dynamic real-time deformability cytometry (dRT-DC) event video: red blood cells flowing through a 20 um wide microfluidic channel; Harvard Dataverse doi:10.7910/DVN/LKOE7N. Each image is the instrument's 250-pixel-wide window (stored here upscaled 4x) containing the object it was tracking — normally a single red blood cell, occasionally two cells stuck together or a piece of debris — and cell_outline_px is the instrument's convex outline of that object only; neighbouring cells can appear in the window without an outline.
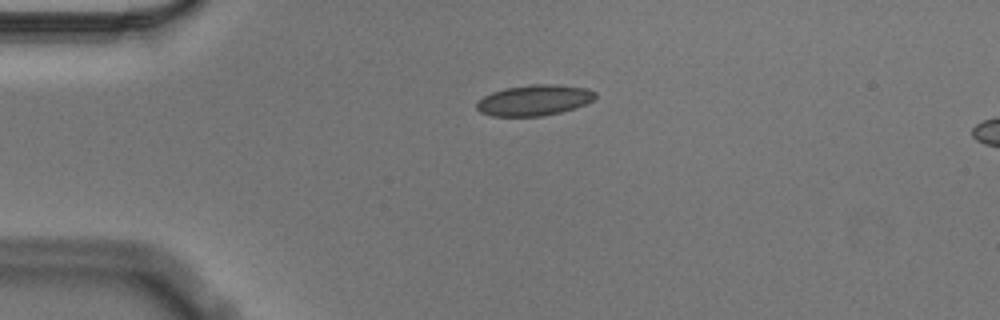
{"species": "Egyptian fruit bat (a non-hibernating species)", "species_latin": "Rousettus aegyptiacus", "temperature_condition": "cold", "stored_images_in_passage": 44, "camera_frame_rate_fps": 3000, "um_per_image_px": 0.085, "animal": {"sex": "male"}, "frame": {"image": 1, "passage_image": 1, "time_ms": 0.0, "image_size_px": [1000, 320], "cell_outline_px": [[596, 96], [592, 100], [576, 108], [560, 112], [540, 116], [492, 116], [480, 112], [476, 108], [476, 104], [484, 96], [492, 92], [504, 88], [532, 84], [556, 84], [588, 88], [596, 92]], "centroid_in_image_um": [45.42, 8.51], "position_along_channel_um": 39.6, "area_um2": 21.27}}
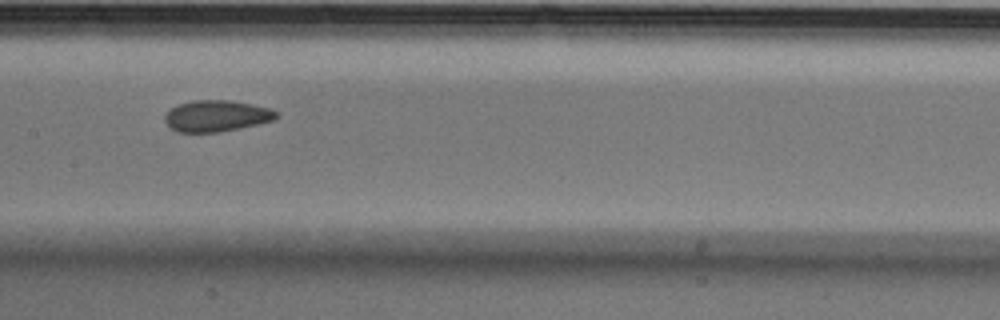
{"frame": {"image": 2, "passage_image": 16, "time_ms": 5.0, "image_size_px": [1000, 320], "cell_outline_px": [[280, 116], [276, 120], [240, 128], [220, 132], [176, 132], [164, 120], [164, 116], [172, 108], [180, 104], [192, 100], [228, 100], [252, 104], [268, 108], [280, 112]], "centroid_in_image_um": [18.46, 9.86], "position_along_channel_um": 188.9, "area_um2": 20.4}}
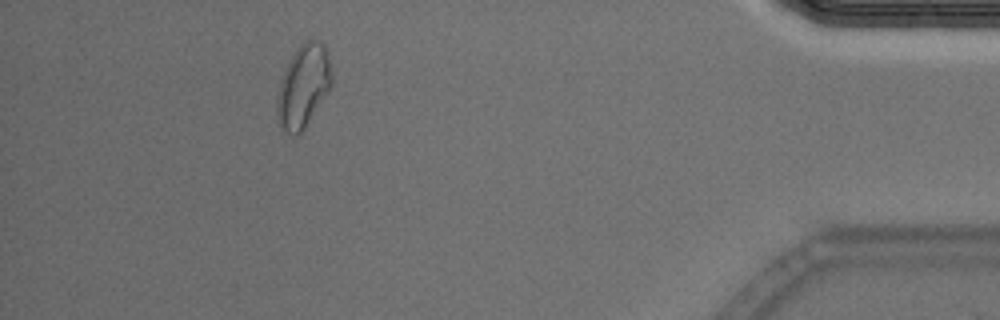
{"frame": {"image": 3, "passage_image": 39, "time_ms": 12.667, "image_size_px": [1000, 320], "cell_outline_px": [[332, 84], [328, 92], [300, 136], [292, 136], [284, 132], [280, 128], [276, 108], [276, 100], [280, 80], [288, 60], [296, 48], [300, 44], [308, 40], [316, 40], [324, 44], [328, 52], [332, 76]], "centroid_in_image_um": [25.77, 7.35], "position_along_channel_um": 409.4, "area_um2": 26.88}, "authors_computed_cell_mechanics": {"area_um2": 20.9525, "velocity_mm_per_s": 3.5516, "shape_relaxation_time_tau1_ms": null, "shape_relaxation_time_tau2_ms": 1.7751, "deformation_change_tau1": null, "deformation_change_tau2": 0.0522}}